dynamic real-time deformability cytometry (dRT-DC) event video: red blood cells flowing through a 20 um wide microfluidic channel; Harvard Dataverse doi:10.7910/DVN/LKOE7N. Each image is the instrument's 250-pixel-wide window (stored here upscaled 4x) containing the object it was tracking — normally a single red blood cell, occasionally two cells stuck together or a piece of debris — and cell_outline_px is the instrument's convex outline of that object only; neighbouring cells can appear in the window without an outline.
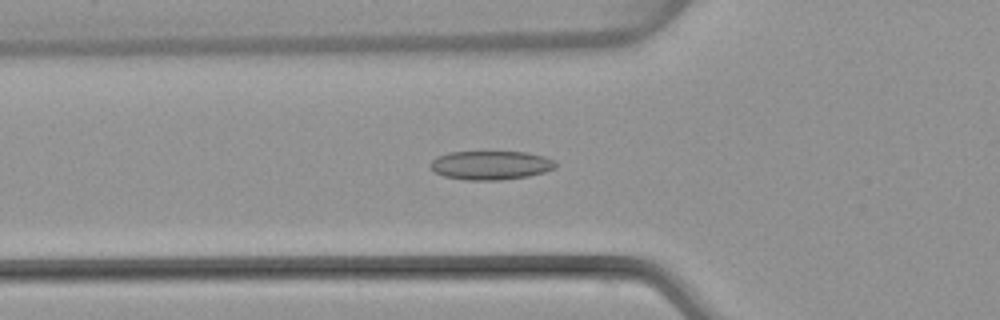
{"species": "common noctule bat (a hibernating species)", "species_latin": "Nyctalus noctula", "temperature_condition": "warm", "stored_images_in_passage": 51, "camera_frame_rate_fps": 3000, "um_per_image_px": 0.085, "animal": {"sex": "female", "body_mass_g": 22.7, "forearm_length_mm": 54.2}, "frame": {"image": 1, "passage_image": 18, "time_ms": 5.667, "image_size_px": [1000, 320], "cell_outline_px": [[556, 168], [544, 172], [528, 176], [500, 180], [464, 180], [444, 176], [428, 168], [428, 164], [436, 156], [448, 152], [528, 152], [544, 156], [556, 160]], "centroid_in_image_um": [41.69, 14.04], "position_along_channel_um": 84.1, "area_um2": 21.33}}
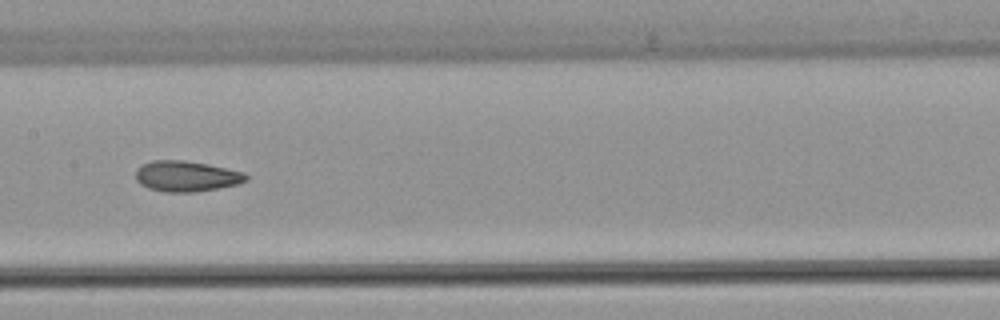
{"frame": {"image": 2, "passage_image": 26, "time_ms": 8.333, "image_size_px": [1000, 320], "cell_outline_px": [[248, 180], [236, 184], [196, 192], [164, 192], [148, 188], [140, 184], [136, 180], [136, 168], [152, 160], [184, 160], [208, 164], [244, 172], [248, 176]], "centroid_in_image_um": [15.82, 14.97], "position_along_channel_um": 191.6, "area_um2": 19.71}}
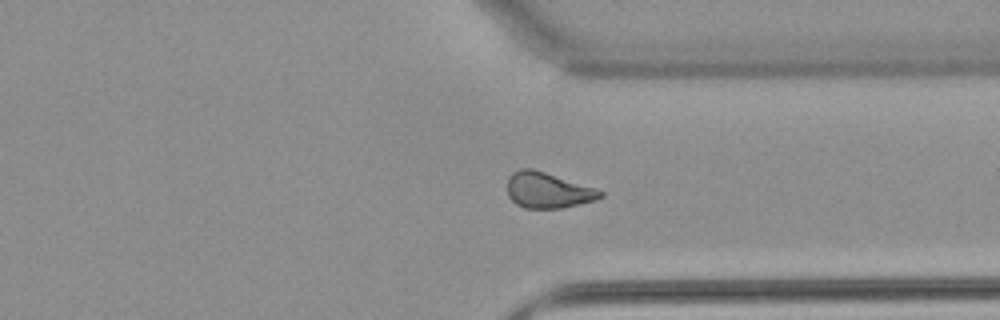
{"frame": {"image": 3, "passage_image": 39, "time_ms": 12.667, "image_size_px": [1000, 320], "cell_outline_px": [[604, 196], [596, 200], [560, 208], [524, 208], [516, 204], [508, 196], [508, 176], [512, 172], [520, 168], [532, 168], [596, 188], [604, 192]], "centroid_in_image_um": [46.56, 16.16], "position_along_channel_um": 364.8, "area_um2": 19.36}, "authors_computed_cell_mechanics": {"area_um2": 19.8832, "velocity_mm_per_s": 4.0014, "shape_relaxation_time_tau1_ms": null, "shape_relaxation_time_tau2_ms": 2.3658, "deformation_change_tau1": null, "deformation_change_tau2": 0.0772}}